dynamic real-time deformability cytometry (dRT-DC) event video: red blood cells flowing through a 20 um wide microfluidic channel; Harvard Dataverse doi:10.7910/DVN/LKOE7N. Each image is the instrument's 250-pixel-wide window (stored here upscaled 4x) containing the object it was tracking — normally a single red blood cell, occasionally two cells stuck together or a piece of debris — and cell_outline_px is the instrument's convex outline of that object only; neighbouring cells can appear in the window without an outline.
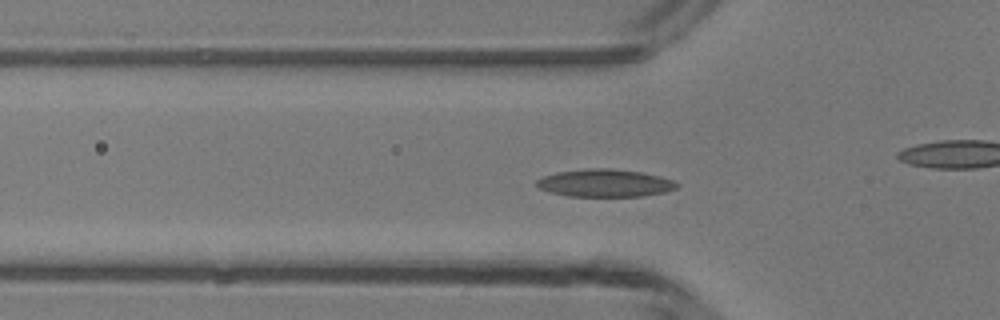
{"species": "common noctule bat (a hibernating species)", "species_latin": "Nyctalus noctula", "temperature_condition": "room temperature", "stored_images_in_passage": 39, "camera_frame_rate_fps": 3000, "um_per_image_px": 0.085, "animal": {"sex": "male", "body_mass_g": 13.3}, "frame": {"image": 1, "passage_image": 6, "time_ms": 1.667, "image_size_px": [1000, 320], "cell_outline_px": [[680, 184], [676, 188], [664, 192], [640, 196], [568, 196], [552, 192], [540, 188], [536, 184], [536, 180], [544, 176], [556, 172], [584, 168], [612, 168], [640, 172], [660, 176], [672, 180]], "centroid_in_image_um": [51.42, 15.55], "position_along_channel_um": 74.4, "area_um2": 22.48}}
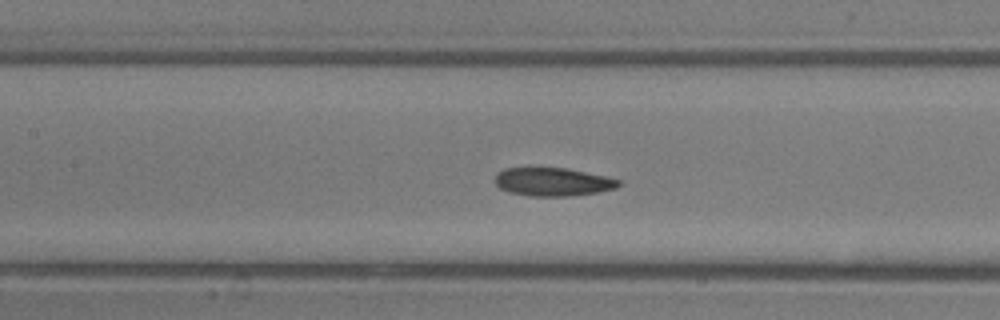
{"frame": {"image": 2, "passage_image": 12, "time_ms": 3.667, "image_size_px": [1000, 320], "cell_outline_px": [[620, 184], [616, 188], [596, 192], [568, 196], [528, 196], [508, 192], [500, 188], [496, 184], [496, 176], [504, 168], [564, 168], [604, 176], [620, 180]], "centroid_in_image_um": [46.96, 15.47], "position_along_channel_um": 160.4, "area_um2": 20.06}}
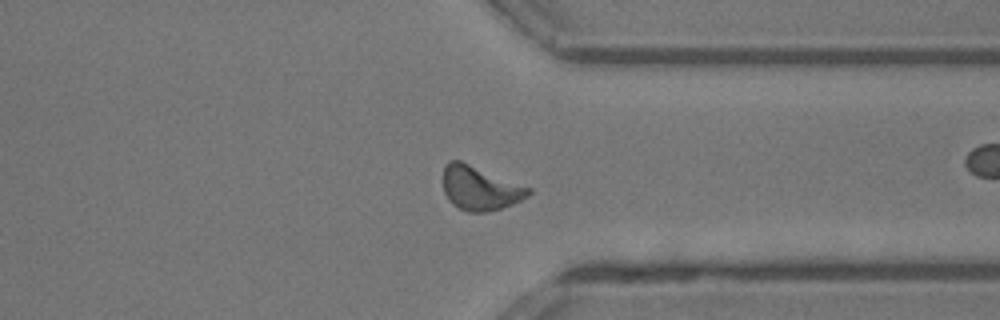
{"frame": {"image": 3, "passage_image": 27, "time_ms": 8.667, "image_size_px": [1000, 320], "cell_outline_px": [[532, 192], [528, 196], [512, 204], [488, 212], [468, 212], [452, 204], [448, 200], [444, 192], [444, 164], [448, 160], [460, 160], [532, 188]], "centroid_in_image_um": [40.79, 15.99], "position_along_channel_um": 370.6, "area_um2": 21.91}, "authors_computed_cell_mechanics": {"area_um2": 20.8658, "velocity_mm_per_s": 4.2527, "shape_relaxation_time_tau1_ms": 4.9971, "shape_relaxation_time_tau2_ms": 3.7145, "deformation_change_tau1": 0.1311, "deformation_change_tau2": 0.1039}}